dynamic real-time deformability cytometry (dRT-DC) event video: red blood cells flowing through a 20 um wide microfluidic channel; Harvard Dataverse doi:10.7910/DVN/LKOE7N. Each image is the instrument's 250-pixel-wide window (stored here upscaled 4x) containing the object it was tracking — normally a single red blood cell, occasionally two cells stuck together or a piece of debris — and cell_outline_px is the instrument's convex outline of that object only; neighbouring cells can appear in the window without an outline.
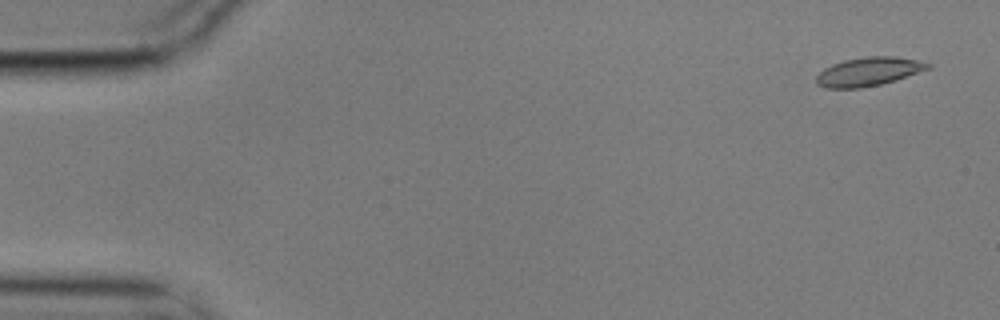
{"species": "common noctule bat (a hibernating species)", "species_latin": "Nyctalus noctula", "temperature_condition": "cold", "stored_images_in_passage": 5, "camera_frame_rate_fps": 3000, "um_per_image_px": 0.085, "animal": {"sex": "male", "body_mass_g": 17.9}, "frame": {"image": 1, "passage_image": 1, "time_ms": 0.0, "image_size_px": [1000, 320], "cell_outline_px": [[932, 68], [896, 80], [880, 84], [860, 88], [824, 88], [816, 84], [816, 76], [824, 68], [832, 64], [844, 60], [868, 56], [896, 56], [916, 60], [932, 64]], "centroid_in_image_um": [73.83, 6.09], "position_along_channel_um": 11.2, "area_um2": 18.73}}
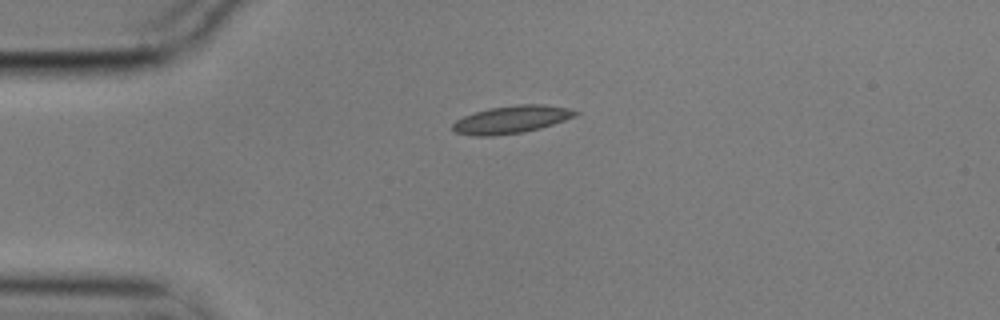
{"frame": {"image": 2, "passage_image": 4, "time_ms": 1.0, "image_size_px": [1000, 320], "cell_outline_px": [[580, 112], [576, 116], [540, 128], [524, 132], [492, 136], [472, 136], [456, 132], [452, 128], [452, 124], [456, 120], [464, 116], [488, 108], [516, 104], [544, 104], [568, 108]], "centroid_in_image_um": [43.47, 10.15], "position_along_channel_um": 41.5, "area_um2": 19.77}}